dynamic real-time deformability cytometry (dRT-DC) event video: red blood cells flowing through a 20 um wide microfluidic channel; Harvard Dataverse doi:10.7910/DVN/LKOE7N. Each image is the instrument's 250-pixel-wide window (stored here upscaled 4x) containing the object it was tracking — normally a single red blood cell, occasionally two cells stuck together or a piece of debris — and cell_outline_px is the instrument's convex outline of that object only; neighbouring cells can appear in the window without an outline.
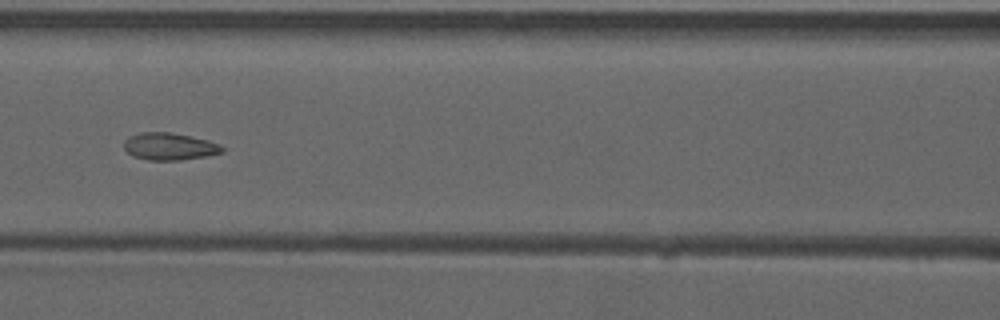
{"species": "common noctule bat (a hibernating species)", "species_latin": "Nyctalus noctula", "temperature_condition": "warm", "stored_images_in_passage": 7, "camera_frame_rate_fps": 3000, "um_per_image_px": 0.085, "animal": {"sex": "male", "forearm_length_mm": 52.5}, "frame": {"image": 1, "passage_image": 7, "time_ms": 2.0, "image_size_px": [1000, 320], "cell_outline_px": [[224, 152], [204, 156], [180, 160], [148, 160], [132, 156], [124, 148], [124, 140], [128, 136], [140, 132], [168, 132], [208, 140], [220, 144], [224, 148]], "centroid_in_image_um": [14.37, 12.45], "position_along_channel_um": 152.2, "area_um2": 15.55}}